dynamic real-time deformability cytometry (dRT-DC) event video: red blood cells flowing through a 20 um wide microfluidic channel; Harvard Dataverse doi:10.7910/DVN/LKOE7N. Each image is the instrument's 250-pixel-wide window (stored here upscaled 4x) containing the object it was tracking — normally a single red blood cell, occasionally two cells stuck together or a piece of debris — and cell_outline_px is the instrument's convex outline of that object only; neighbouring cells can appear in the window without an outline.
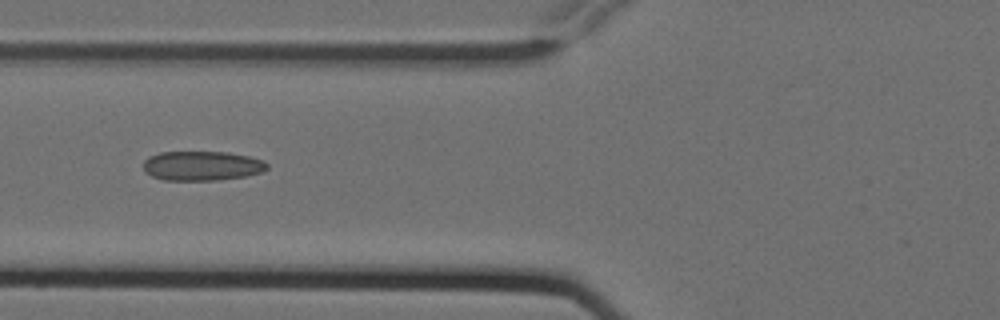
{"species": "Egyptian fruit bat (a non-hibernating species)", "species_latin": "Rousettus aegyptiacus", "temperature_condition": "cold", "stored_images_in_passage": 7, "camera_frame_rate_fps": 3000, "um_per_image_px": 0.085, "animal": {"sex": "female"}, "frame": {"image": 1, "passage_image": 7, "time_ms": 2.0, "image_size_px": [1000, 320], "cell_outline_px": [[268, 168], [260, 172], [244, 176], [216, 180], [164, 180], [152, 176], [144, 172], [144, 160], [148, 156], [160, 152], [228, 152], [248, 156], [264, 160], [268, 164]], "centroid_in_image_um": [17.14, 14.09], "position_along_channel_um": 108.7, "area_um2": 21.27}}